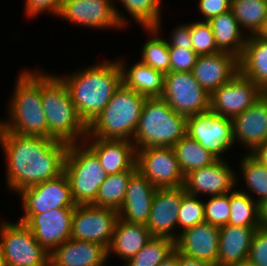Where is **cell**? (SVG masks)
<instances>
[{"label":"cell","mask_w":267,"mask_h":266,"mask_svg":"<svg viewBox=\"0 0 267 266\" xmlns=\"http://www.w3.org/2000/svg\"><path fill=\"white\" fill-rule=\"evenodd\" d=\"M75 208H57L41 214H23L24 223L38 243L49 253L71 238Z\"/></svg>","instance_id":"cell-15"},{"label":"cell","mask_w":267,"mask_h":266,"mask_svg":"<svg viewBox=\"0 0 267 266\" xmlns=\"http://www.w3.org/2000/svg\"><path fill=\"white\" fill-rule=\"evenodd\" d=\"M170 72H191L197 62L198 54L186 47H168Z\"/></svg>","instance_id":"cell-41"},{"label":"cell","mask_w":267,"mask_h":266,"mask_svg":"<svg viewBox=\"0 0 267 266\" xmlns=\"http://www.w3.org/2000/svg\"><path fill=\"white\" fill-rule=\"evenodd\" d=\"M41 71V100L48 125V137L80 143L87 136V126L79 117L63 80ZM81 138V139H80Z\"/></svg>","instance_id":"cell-3"},{"label":"cell","mask_w":267,"mask_h":266,"mask_svg":"<svg viewBox=\"0 0 267 266\" xmlns=\"http://www.w3.org/2000/svg\"><path fill=\"white\" fill-rule=\"evenodd\" d=\"M241 175L246 187L258 196L255 200L259 205L267 200V166L251 153L245 154L240 162Z\"/></svg>","instance_id":"cell-34"},{"label":"cell","mask_w":267,"mask_h":266,"mask_svg":"<svg viewBox=\"0 0 267 266\" xmlns=\"http://www.w3.org/2000/svg\"><path fill=\"white\" fill-rule=\"evenodd\" d=\"M185 193L183 186L156 190L146 223L153 237H168L174 241L177 239L174 230L178 226V213Z\"/></svg>","instance_id":"cell-17"},{"label":"cell","mask_w":267,"mask_h":266,"mask_svg":"<svg viewBox=\"0 0 267 266\" xmlns=\"http://www.w3.org/2000/svg\"><path fill=\"white\" fill-rule=\"evenodd\" d=\"M251 154L267 166V141L258 146Z\"/></svg>","instance_id":"cell-47"},{"label":"cell","mask_w":267,"mask_h":266,"mask_svg":"<svg viewBox=\"0 0 267 266\" xmlns=\"http://www.w3.org/2000/svg\"><path fill=\"white\" fill-rule=\"evenodd\" d=\"M135 171L128 170L107 175L104 182L99 186L96 200L92 205L118 211L123 204L128 181Z\"/></svg>","instance_id":"cell-33"},{"label":"cell","mask_w":267,"mask_h":266,"mask_svg":"<svg viewBox=\"0 0 267 266\" xmlns=\"http://www.w3.org/2000/svg\"><path fill=\"white\" fill-rule=\"evenodd\" d=\"M146 97L123 84L87 126V134L93 138L131 140L140 119Z\"/></svg>","instance_id":"cell-6"},{"label":"cell","mask_w":267,"mask_h":266,"mask_svg":"<svg viewBox=\"0 0 267 266\" xmlns=\"http://www.w3.org/2000/svg\"><path fill=\"white\" fill-rule=\"evenodd\" d=\"M158 266H178V252L174 250L166 259Z\"/></svg>","instance_id":"cell-48"},{"label":"cell","mask_w":267,"mask_h":266,"mask_svg":"<svg viewBox=\"0 0 267 266\" xmlns=\"http://www.w3.org/2000/svg\"><path fill=\"white\" fill-rule=\"evenodd\" d=\"M205 222L214 226H226L230 217L229 193L211 196L207 202H203Z\"/></svg>","instance_id":"cell-40"},{"label":"cell","mask_w":267,"mask_h":266,"mask_svg":"<svg viewBox=\"0 0 267 266\" xmlns=\"http://www.w3.org/2000/svg\"><path fill=\"white\" fill-rule=\"evenodd\" d=\"M59 77L66 84L75 109L86 126L97 118L122 84L121 69L115 59Z\"/></svg>","instance_id":"cell-2"},{"label":"cell","mask_w":267,"mask_h":266,"mask_svg":"<svg viewBox=\"0 0 267 266\" xmlns=\"http://www.w3.org/2000/svg\"><path fill=\"white\" fill-rule=\"evenodd\" d=\"M176 113L190 116L209 111L210 95L192 72H168L164 75L160 96Z\"/></svg>","instance_id":"cell-9"},{"label":"cell","mask_w":267,"mask_h":266,"mask_svg":"<svg viewBox=\"0 0 267 266\" xmlns=\"http://www.w3.org/2000/svg\"><path fill=\"white\" fill-rule=\"evenodd\" d=\"M186 128L187 116L176 113L161 97H146L132 142L136 150L173 147Z\"/></svg>","instance_id":"cell-5"},{"label":"cell","mask_w":267,"mask_h":266,"mask_svg":"<svg viewBox=\"0 0 267 266\" xmlns=\"http://www.w3.org/2000/svg\"><path fill=\"white\" fill-rule=\"evenodd\" d=\"M118 211L90 205H76L71 238L103 245L108 249L117 222Z\"/></svg>","instance_id":"cell-11"},{"label":"cell","mask_w":267,"mask_h":266,"mask_svg":"<svg viewBox=\"0 0 267 266\" xmlns=\"http://www.w3.org/2000/svg\"><path fill=\"white\" fill-rule=\"evenodd\" d=\"M172 148L184 176L193 170L212 165L218 160L210 151L203 148L187 134Z\"/></svg>","instance_id":"cell-31"},{"label":"cell","mask_w":267,"mask_h":266,"mask_svg":"<svg viewBox=\"0 0 267 266\" xmlns=\"http://www.w3.org/2000/svg\"><path fill=\"white\" fill-rule=\"evenodd\" d=\"M72 198L76 205H90L96 200L99 186L106 179L99 158L83 142L68 144L64 162Z\"/></svg>","instance_id":"cell-7"},{"label":"cell","mask_w":267,"mask_h":266,"mask_svg":"<svg viewBox=\"0 0 267 266\" xmlns=\"http://www.w3.org/2000/svg\"><path fill=\"white\" fill-rule=\"evenodd\" d=\"M24 214H41L57 208H75L67 176H60L18 192Z\"/></svg>","instance_id":"cell-16"},{"label":"cell","mask_w":267,"mask_h":266,"mask_svg":"<svg viewBox=\"0 0 267 266\" xmlns=\"http://www.w3.org/2000/svg\"><path fill=\"white\" fill-rule=\"evenodd\" d=\"M0 266H6L4 261V255L0 246Z\"/></svg>","instance_id":"cell-50"},{"label":"cell","mask_w":267,"mask_h":266,"mask_svg":"<svg viewBox=\"0 0 267 266\" xmlns=\"http://www.w3.org/2000/svg\"><path fill=\"white\" fill-rule=\"evenodd\" d=\"M248 261L256 266H267V227L255 230L250 246Z\"/></svg>","instance_id":"cell-42"},{"label":"cell","mask_w":267,"mask_h":266,"mask_svg":"<svg viewBox=\"0 0 267 266\" xmlns=\"http://www.w3.org/2000/svg\"><path fill=\"white\" fill-rule=\"evenodd\" d=\"M136 166L157 189L175 188L184 184V175L172 147L136 150Z\"/></svg>","instance_id":"cell-13"},{"label":"cell","mask_w":267,"mask_h":266,"mask_svg":"<svg viewBox=\"0 0 267 266\" xmlns=\"http://www.w3.org/2000/svg\"><path fill=\"white\" fill-rule=\"evenodd\" d=\"M122 75V84L145 97H160L163 92L164 73L141 61L126 70L124 60L117 59Z\"/></svg>","instance_id":"cell-28"},{"label":"cell","mask_w":267,"mask_h":266,"mask_svg":"<svg viewBox=\"0 0 267 266\" xmlns=\"http://www.w3.org/2000/svg\"><path fill=\"white\" fill-rule=\"evenodd\" d=\"M144 30L154 37L148 39L143 45L140 61L164 74L170 72V55L166 40L157 37L160 31L155 28H145Z\"/></svg>","instance_id":"cell-36"},{"label":"cell","mask_w":267,"mask_h":266,"mask_svg":"<svg viewBox=\"0 0 267 266\" xmlns=\"http://www.w3.org/2000/svg\"><path fill=\"white\" fill-rule=\"evenodd\" d=\"M16 81L8 109L10 119L6 122L1 120L0 125L13 133L48 137V125L41 100L40 71H22Z\"/></svg>","instance_id":"cell-4"},{"label":"cell","mask_w":267,"mask_h":266,"mask_svg":"<svg viewBox=\"0 0 267 266\" xmlns=\"http://www.w3.org/2000/svg\"><path fill=\"white\" fill-rule=\"evenodd\" d=\"M0 146L7 157L6 183L11 191L18 193L64 173L66 142L13 133L0 125Z\"/></svg>","instance_id":"cell-1"},{"label":"cell","mask_w":267,"mask_h":266,"mask_svg":"<svg viewBox=\"0 0 267 266\" xmlns=\"http://www.w3.org/2000/svg\"><path fill=\"white\" fill-rule=\"evenodd\" d=\"M114 0H63L58 17L89 28H123L128 20L115 8Z\"/></svg>","instance_id":"cell-12"},{"label":"cell","mask_w":267,"mask_h":266,"mask_svg":"<svg viewBox=\"0 0 267 266\" xmlns=\"http://www.w3.org/2000/svg\"><path fill=\"white\" fill-rule=\"evenodd\" d=\"M153 236L145 224L129 223L120 218L115 224L111 243L107 249V257L113 254L126 262L134 257ZM110 255V256H109Z\"/></svg>","instance_id":"cell-26"},{"label":"cell","mask_w":267,"mask_h":266,"mask_svg":"<svg viewBox=\"0 0 267 266\" xmlns=\"http://www.w3.org/2000/svg\"><path fill=\"white\" fill-rule=\"evenodd\" d=\"M83 142L99 158L107 175L137 170L136 149L131 140L93 138L87 134Z\"/></svg>","instance_id":"cell-22"},{"label":"cell","mask_w":267,"mask_h":266,"mask_svg":"<svg viewBox=\"0 0 267 266\" xmlns=\"http://www.w3.org/2000/svg\"><path fill=\"white\" fill-rule=\"evenodd\" d=\"M264 92L240 71L210 95V111L228 118L252 106Z\"/></svg>","instance_id":"cell-14"},{"label":"cell","mask_w":267,"mask_h":266,"mask_svg":"<svg viewBox=\"0 0 267 266\" xmlns=\"http://www.w3.org/2000/svg\"><path fill=\"white\" fill-rule=\"evenodd\" d=\"M235 266H256V265L250 263V262L247 260V261H244V262L240 263L239 265H235Z\"/></svg>","instance_id":"cell-51"},{"label":"cell","mask_w":267,"mask_h":266,"mask_svg":"<svg viewBox=\"0 0 267 266\" xmlns=\"http://www.w3.org/2000/svg\"><path fill=\"white\" fill-rule=\"evenodd\" d=\"M263 35H265L266 37H267V29H266V31L264 32V34Z\"/></svg>","instance_id":"cell-52"},{"label":"cell","mask_w":267,"mask_h":266,"mask_svg":"<svg viewBox=\"0 0 267 266\" xmlns=\"http://www.w3.org/2000/svg\"><path fill=\"white\" fill-rule=\"evenodd\" d=\"M0 246L6 266H49L50 253L21 222L0 224Z\"/></svg>","instance_id":"cell-8"},{"label":"cell","mask_w":267,"mask_h":266,"mask_svg":"<svg viewBox=\"0 0 267 266\" xmlns=\"http://www.w3.org/2000/svg\"><path fill=\"white\" fill-rule=\"evenodd\" d=\"M199 11L204 17L203 21H209L211 18L231 10V0H199Z\"/></svg>","instance_id":"cell-44"},{"label":"cell","mask_w":267,"mask_h":266,"mask_svg":"<svg viewBox=\"0 0 267 266\" xmlns=\"http://www.w3.org/2000/svg\"><path fill=\"white\" fill-rule=\"evenodd\" d=\"M186 134L218 159L234 144L231 119L210 110L187 116Z\"/></svg>","instance_id":"cell-10"},{"label":"cell","mask_w":267,"mask_h":266,"mask_svg":"<svg viewBox=\"0 0 267 266\" xmlns=\"http://www.w3.org/2000/svg\"><path fill=\"white\" fill-rule=\"evenodd\" d=\"M230 217L228 224L243 227H261L259 204L245 191L229 192Z\"/></svg>","instance_id":"cell-32"},{"label":"cell","mask_w":267,"mask_h":266,"mask_svg":"<svg viewBox=\"0 0 267 266\" xmlns=\"http://www.w3.org/2000/svg\"><path fill=\"white\" fill-rule=\"evenodd\" d=\"M239 71L267 93V37L248 36L239 58Z\"/></svg>","instance_id":"cell-27"},{"label":"cell","mask_w":267,"mask_h":266,"mask_svg":"<svg viewBox=\"0 0 267 266\" xmlns=\"http://www.w3.org/2000/svg\"><path fill=\"white\" fill-rule=\"evenodd\" d=\"M175 250V241L168 237H152L124 266H158Z\"/></svg>","instance_id":"cell-35"},{"label":"cell","mask_w":267,"mask_h":266,"mask_svg":"<svg viewBox=\"0 0 267 266\" xmlns=\"http://www.w3.org/2000/svg\"><path fill=\"white\" fill-rule=\"evenodd\" d=\"M127 12L144 28H161L162 0H120Z\"/></svg>","instance_id":"cell-37"},{"label":"cell","mask_w":267,"mask_h":266,"mask_svg":"<svg viewBox=\"0 0 267 266\" xmlns=\"http://www.w3.org/2000/svg\"><path fill=\"white\" fill-rule=\"evenodd\" d=\"M191 72L203 89L211 95L239 72V58L223 51L198 56Z\"/></svg>","instance_id":"cell-21"},{"label":"cell","mask_w":267,"mask_h":266,"mask_svg":"<svg viewBox=\"0 0 267 266\" xmlns=\"http://www.w3.org/2000/svg\"><path fill=\"white\" fill-rule=\"evenodd\" d=\"M63 0H25L27 17H35L44 11L59 15Z\"/></svg>","instance_id":"cell-43"},{"label":"cell","mask_w":267,"mask_h":266,"mask_svg":"<svg viewBox=\"0 0 267 266\" xmlns=\"http://www.w3.org/2000/svg\"><path fill=\"white\" fill-rule=\"evenodd\" d=\"M49 266H105L107 249L98 243L70 238L49 256Z\"/></svg>","instance_id":"cell-24"},{"label":"cell","mask_w":267,"mask_h":266,"mask_svg":"<svg viewBox=\"0 0 267 266\" xmlns=\"http://www.w3.org/2000/svg\"><path fill=\"white\" fill-rule=\"evenodd\" d=\"M258 228L229 224L220 227L217 266H235L247 261L251 240Z\"/></svg>","instance_id":"cell-25"},{"label":"cell","mask_w":267,"mask_h":266,"mask_svg":"<svg viewBox=\"0 0 267 266\" xmlns=\"http://www.w3.org/2000/svg\"><path fill=\"white\" fill-rule=\"evenodd\" d=\"M205 222V211L203 201L197 196L185 193L182 197L181 206L178 213V227L181 232Z\"/></svg>","instance_id":"cell-39"},{"label":"cell","mask_w":267,"mask_h":266,"mask_svg":"<svg viewBox=\"0 0 267 266\" xmlns=\"http://www.w3.org/2000/svg\"><path fill=\"white\" fill-rule=\"evenodd\" d=\"M156 190L137 169L128 181L123 204L118 210L119 218L129 223L146 225Z\"/></svg>","instance_id":"cell-23"},{"label":"cell","mask_w":267,"mask_h":266,"mask_svg":"<svg viewBox=\"0 0 267 266\" xmlns=\"http://www.w3.org/2000/svg\"><path fill=\"white\" fill-rule=\"evenodd\" d=\"M175 250L185 256L206 261L217 266L219 252V227L202 222L178 233Z\"/></svg>","instance_id":"cell-19"},{"label":"cell","mask_w":267,"mask_h":266,"mask_svg":"<svg viewBox=\"0 0 267 266\" xmlns=\"http://www.w3.org/2000/svg\"><path fill=\"white\" fill-rule=\"evenodd\" d=\"M166 43L168 47H186V49H192L189 23L177 26L174 31L171 32L170 40H166Z\"/></svg>","instance_id":"cell-45"},{"label":"cell","mask_w":267,"mask_h":266,"mask_svg":"<svg viewBox=\"0 0 267 266\" xmlns=\"http://www.w3.org/2000/svg\"><path fill=\"white\" fill-rule=\"evenodd\" d=\"M231 11L240 27L252 35L264 34L267 29V0H231Z\"/></svg>","instance_id":"cell-30"},{"label":"cell","mask_w":267,"mask_h":266,"mask_svg":"<svg viewBox=\"0 0 267 266\" xmlns=\"http://www.w3.org/2000/svg\"><path fill=\"white\" fill-rule=\"evenodd\" d=\"M208 23L212 28L217 48L240 58L248 36H244V29L242 31L234 13L229 10L211 18Z\"/></svg>","instance_id":"cell-29"},{"label":"cell","mask_w":267,"mask_h":266,"mask_svg":"<svg viewBox=\"0 0 267 266\" xmlns=\"http://www.w3.org/2000/svg\"><path fill=\"white\" fill-rule=\"evenodd\" d=\"M261 227H267V200L259 205Z\"/></svg>","instance_id":"cell-49"},{"label":"cell","mask_w":267,"mask_h":266,"mask_svg":"<svg viewBox=\"0 0 267 266\" xmlns=\"http://www.w3.org/2000/svg\"><path fill=\"white\" fill-rule=\"evenodd\" d=\"M223 159L212 165L193 170L184 176L185 192L195 195H222L235 190L237 175Z\"/></svg>","instance_id":"cell-18"},{"label":"cell","mask_w":267,"mask_h":266,"mask_svg":"<svg viewBox=\"0 0 267 266\" xmlns=\"http://www.w3.org/2000/svg\"><path fill=\"white\" fill-rule=\"evenodd\" d=\"M178 266H211V265L206 261L188 257L178 253Z\"/></svg>","instance_id":"cell-46"},{"label":"cell","mask_w":267,"mask_h":266,"mask_svg":"<svg viewBox=\"0 0 267 266\" xmlns=\"http://www.w3.org/2000/svg\"><path fill=\"white\" fill-rule=\"evenodd\" d=\"M234 142L239 141L252 153L267 141V93L252 106L231 118Z\"/></svg>","instance_id":"cell-20"},{"label":"cell","mask_w":267,"mask_h":266,"mask_svg":"<svg viewBox=\"0 0 267 266\" xmlns=\"http://www.w3.org/2000/svg\"><path fill=\"white\" fill-rule=\"evenodd\" d=\"M192 49L198 54L210 55L220 52L215 43L212 28L207 21L189 23Z\"/></svg>","instance_id":"cell-38"}]
</instances>
